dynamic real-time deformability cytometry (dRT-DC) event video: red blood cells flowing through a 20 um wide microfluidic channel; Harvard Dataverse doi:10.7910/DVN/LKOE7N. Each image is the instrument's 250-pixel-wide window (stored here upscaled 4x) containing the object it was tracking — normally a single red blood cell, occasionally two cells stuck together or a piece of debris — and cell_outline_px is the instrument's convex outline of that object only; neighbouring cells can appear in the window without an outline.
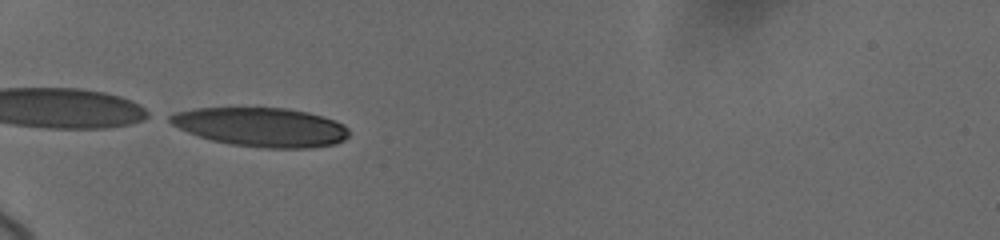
{"species": "human", "species_latin": "Homo sapiens", "temperature_condition": "cold", "stored_images_in_passage": 9, "camera_frame_rate_fps": 3000, "um_per_image_px": 0.085, "donor": {"sex": "female"}, "frame": {"image": 1, "passage_image": 8, "time_ms": 6.667, "image_size_px": [1000, 240], "cell_outline_px": [[348, 136], [344, 140], [336, 144], [312, 148], [260, 148], [232, 144], [212, 140], [188, 132], [172, 124], [168, 120], [168, 116], [176, 112], [196, 108], [288, 108], [308, 112], [336, 120], [344, 124], [348, 128]], "centroid_in_image_um": [22.25, 10.8], "position_along_channel_um": 62.8, "area_um2": 40.75}}